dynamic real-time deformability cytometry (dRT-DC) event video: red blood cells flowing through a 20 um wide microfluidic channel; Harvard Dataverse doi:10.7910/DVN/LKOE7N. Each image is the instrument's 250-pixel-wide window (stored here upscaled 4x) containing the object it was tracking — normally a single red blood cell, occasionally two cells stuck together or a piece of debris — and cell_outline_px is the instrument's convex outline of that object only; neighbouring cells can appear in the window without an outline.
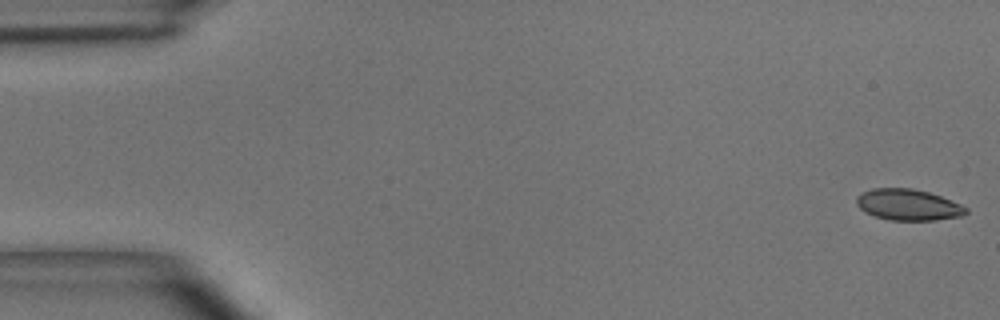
{"species": "common noctule bat (a hibernating species)", "species_latin": "Nyctalus noctula", "temperature_condition": "room temperature", "stored_images_in_passage": 54, "camera_frame_rate_fps": 3000, "um_per_image_px": 0.085, "animal": {"sex": "male", "body_mass_g": 15.6}, "frame": {"image": 1, "passage_image": 1, "time_ms": 0.0, "image_size_px": [1000, 320], "cell_outline_px": [[968, 212], [960, 216], [936, 220], [888, 220], [864, 212], [856, 204], [856, 196], [872, 188], [912, 188], [928, 192], [940, 196], [960, 204], [968, 208]], "centroid_in_image_um": [77.17, 17.4], "position_along_channel_um": 7.8, "area_um2": 19.83}}
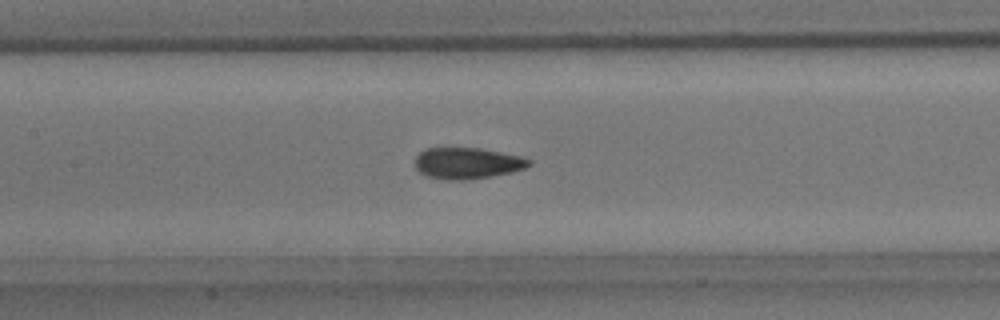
{"frame": {"image": 2, "passage_image": 25, "time_ms": 8.0, "image_size_px": [1000, 320], "cell_outline_px": [[532, 164], [524, 168], [512, 172], [492, 176], [468, 180], [444, 180], [424, 176], [416, 168], [416, 156], [424, 148], [480, 148], [520, 156], [532, 160]], "centroid_in_image_um": [39.71, 13.88], "position_along_channel_um": 167.7, "area_um2": 20.92}}
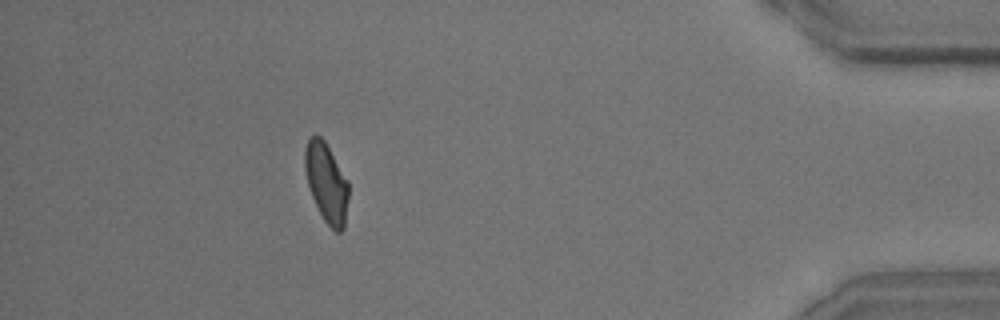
{"frame": {"image": 3, "passage_image": 49, "time_ms": 16.0, "image_size_px": [1000, 320], "cell_outline_px": [[348, 196], [344, 228], [340, 232], [336, 232], [324, 220], [312, 196], [308, 184], [304, 168], [304, 148], [308, 140], [312, 136], [320, 136], [324, 140], [348, 180]], "centroid_in_image_um": [27.74, 15.51], "position_along_channel_um": 407.5, "area_um2": 19.94}, "authors_computed_cell_mechanics": {"area_um2": 20.7502, "velocity_mm_per_s": 3.6555, "shape_relaxation_time_tau1_ms": 6.5694, "shape_relaxation_time_tau2_ms": 1.2383, "deformation_change_tau1": 0.1462, "deformation_change_tau2": 0.0546}}